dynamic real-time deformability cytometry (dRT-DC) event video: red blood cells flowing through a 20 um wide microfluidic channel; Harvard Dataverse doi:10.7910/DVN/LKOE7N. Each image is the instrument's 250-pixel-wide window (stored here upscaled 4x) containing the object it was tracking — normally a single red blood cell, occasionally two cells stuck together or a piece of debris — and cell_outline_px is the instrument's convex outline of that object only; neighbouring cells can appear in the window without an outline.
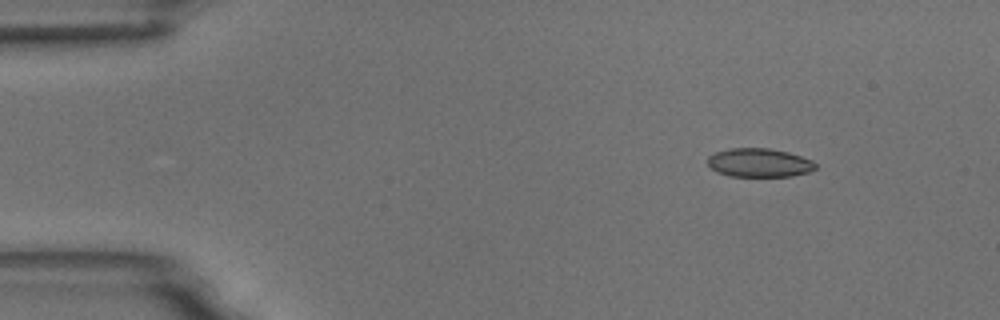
{"species": "common noctule bat (a hibernating species)", "species_latin": "Nyctalus noctula", "temperature_condition": "room temperature", "stored_images_in_passage": 4, "camera_frame_rate_fps": 3000, "um_per_image_px": 0.085, "animal": {"sex": "male", "body_mass_g": 18.8}, "frame": {"image": 1, "passage_image": 1, "time_ms": 0.0, "image_size_px": [1000, 320], "cell_outline_px": [[816, 168], [808, 172], [792, 176], [728, 176], [716, 172], [708, 168], [708, 156], [716, 152], [728, 148], [768, 148], [788, 152], [812, 160], [816, 164]], "centroid_in_image_um": [64.49, 13.83], "position_along_channel_um": 20.5, "area_um2": 18.15}}
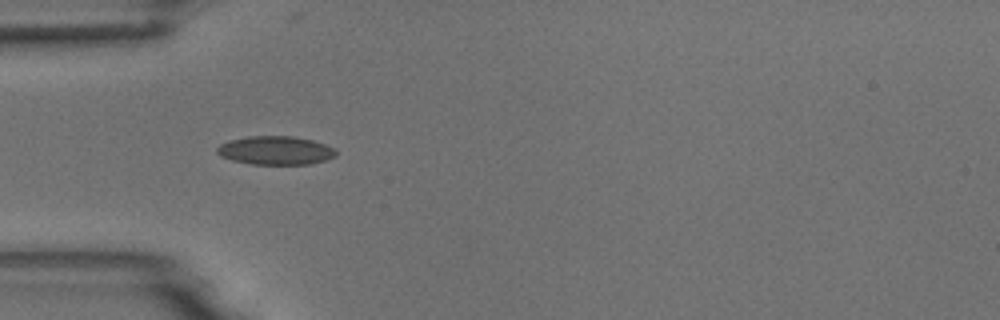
{"frame": {"image": 2, "passage_image": 3, "time_ms": 0.667, "image_size_px": [1000, 320], "cell_outline_px": [[336, 156], [324, 160], [308, 164], [252, 164], [232, 160], [220, 156], [216, 152], [216, 148], [220, 144], [228, 140], [248, 136], [292, 136], [312, 140], [336, 148]], "centroid_in_image_um": [23.39, 12.78], "position_along_channel_um": 61.6, "area_um2": 19.83}}